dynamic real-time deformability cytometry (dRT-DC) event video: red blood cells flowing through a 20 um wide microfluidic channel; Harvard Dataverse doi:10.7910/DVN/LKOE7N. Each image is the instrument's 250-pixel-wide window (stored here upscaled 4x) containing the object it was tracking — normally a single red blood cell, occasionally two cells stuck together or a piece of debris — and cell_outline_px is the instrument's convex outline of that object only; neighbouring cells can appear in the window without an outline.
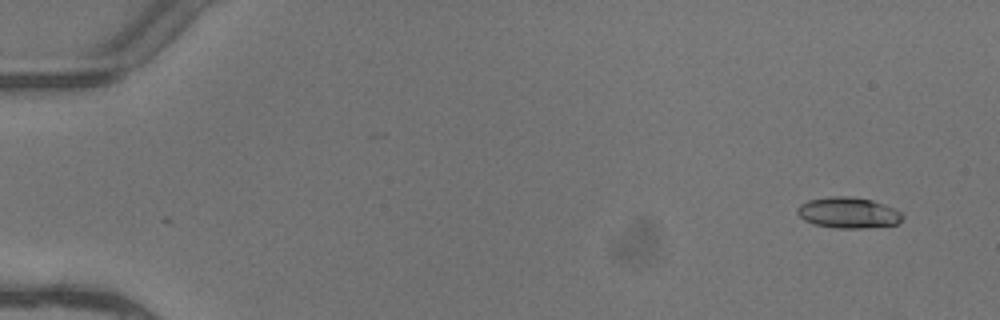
{"species": "common noctule bat (a hibernating species)", "species_latin": "Nyctalus noctula", "temperature_condition": "warm", "stored_images_in_passage": 7, "camera_frame_rate_fps": 3000, "um_per_image_px": 0.085, "animal": {"sex": "female"}, "frame": {"image": 1, "passage_image": 1, "time_ms": 0.0, "image_size_px": [1000, 320], "cell_outline_px": [[904, 216], [896, 224], [864, 228], [836, 228], [816, 224], [804, 220], [796, 212], [796, 208], [800, 204], [808, 200], [828, 196], [852, 196], [872, 200], [884, 204], [900, 212]], "centroid_in_image_um": [72.07, 18.07], "position_along_channel_um": 12.9, "area_um2": 18.9}}
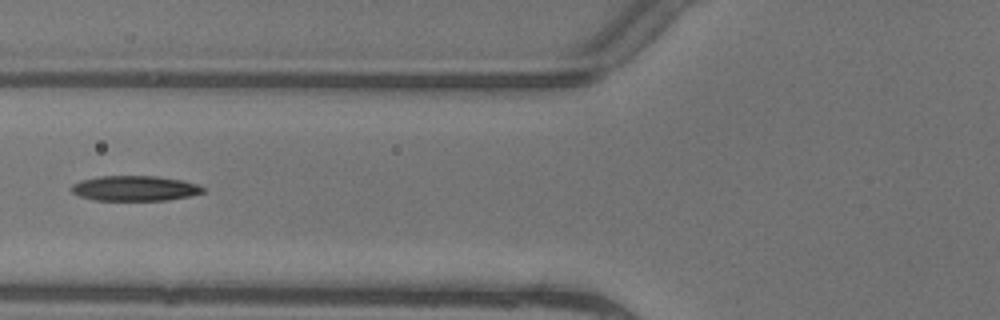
{"frame": {"image": 2, "passage_image": 6, "time_ms": 1.667, "image_size_px": [1000, 320], "cell_outline_px": [[204, 192], [188, 196], [168, 200], [92, 200], [80, 196], [72, 192], [72, 184], [80, 180], [100, 176], [156, 176], [180, 180], [196, 184], [204, 188]], "centroid_in_image_um": [11.42, 16.01], "position_along_channel_um": 114.4, "area_um2": 19.13}}
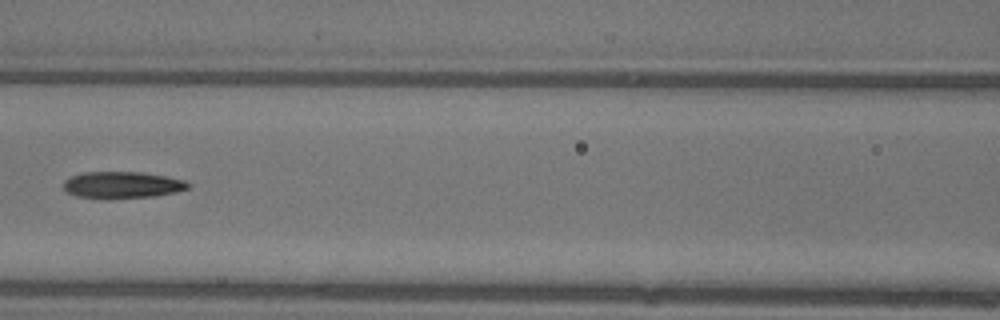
{"frame": {"image": 3, "passage_image": 7, "time_ms": 2.0, "image_size_px": [1000, 320], "cell_outline_px": [[188, 188], [176, 192], [152, 196], [108, 200], [100, 200], [76, 196], [64, 192], [64, 180], [68, 176], [84, 172], [140, 172], [164, 176], [184, 180], [188, 184]], "centroid_in_image_um": [10.28, 15.74], "position_along_channel_um": 156.3, "area_um2": 19.77}}